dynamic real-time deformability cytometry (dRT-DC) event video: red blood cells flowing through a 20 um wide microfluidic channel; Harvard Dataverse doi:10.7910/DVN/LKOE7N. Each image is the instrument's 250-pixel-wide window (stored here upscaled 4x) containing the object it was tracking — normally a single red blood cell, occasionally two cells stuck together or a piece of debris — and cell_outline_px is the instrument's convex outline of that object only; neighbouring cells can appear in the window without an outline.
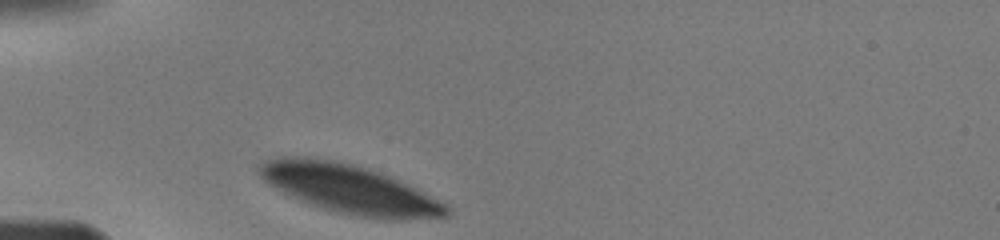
{"species": "human", "species_latin": "Homo sapiens", "temperature_condition": "warm", "stored_images_in_passage": 21, "camera_frame_rate_fps": 3000, "um_per_image_px": 0.085, "donor": {"sex": "male"}, "frame": {"image": 1, "passage_image": 1, "time_ms": 0.0, "image_size_px": [1000, 240], "cell_outline_px": [[452, 212], [448, 216], [408, 220], [380, 220], [356, 216], [336, 212], [300, 200], [280, 192], [268, 184], [260, 176], [260, 164], [268, 160], [280, 156], [308, 156], [332, 160], [352, 164], [368, 168], [400, 180], [448, 204], [452, 208]], "centroid_in_image_um": [29.76, 16.08], "position_along_channel_um": 55.2, "area_um2": 53.64}}
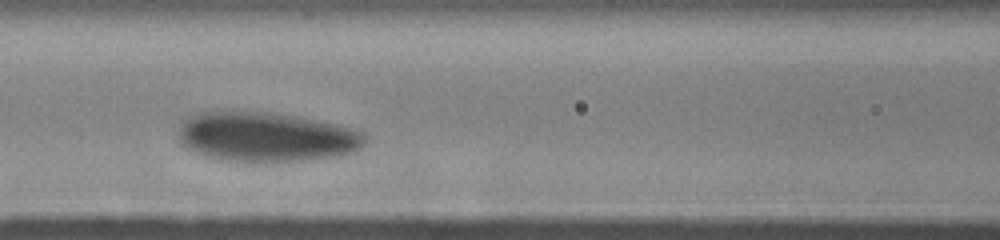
{"frame": {"image": 2, "passage_image": 15, "time_ms": 2.667, "image_size_px": [1000, 240], "cell_outline_px": [[368, 140], [360, 148], [352, 152], [336, 156], [308, 160], [268, 164], [216, 160], [200, 156], [184, 148], [180, 144], [176, 136], [180, 120], [196, 112], [268, 112], [300, 116], [340, 124], [364, 132], [368, 136]], "centroid_in_image_um": [22.57, 11.67], "position_along_channel_um": 144.0, "area_um2": 56.07}}
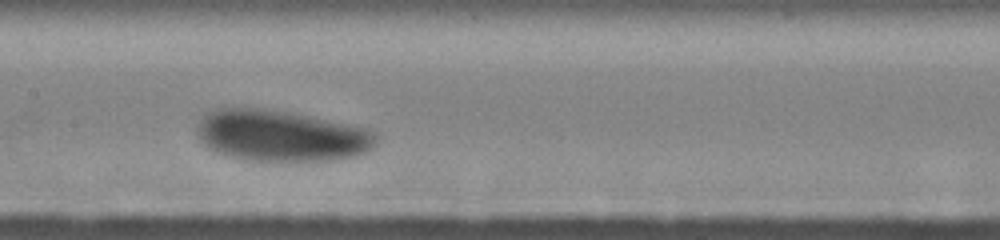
{"frame": {"image": 3, "passage_image": 20, "time_ms": 3.667, "image_size_px": [1000, 240], "cell_outline_px": [[380, 140], [368, 152], [360, 156], [332, 160], [284, 164], [240, 160], [224, 156], [212, 152], [200, 140], [196, 132], [196, 124], [212, 108], [224, 104], [260, 108], [288, 112], [352, 124], [368, 128], [376, 132]], "centroid_in_image_um": [23.86, 11.56], "position_along_channel_um": 183.5, "area_um2": 56.41}}